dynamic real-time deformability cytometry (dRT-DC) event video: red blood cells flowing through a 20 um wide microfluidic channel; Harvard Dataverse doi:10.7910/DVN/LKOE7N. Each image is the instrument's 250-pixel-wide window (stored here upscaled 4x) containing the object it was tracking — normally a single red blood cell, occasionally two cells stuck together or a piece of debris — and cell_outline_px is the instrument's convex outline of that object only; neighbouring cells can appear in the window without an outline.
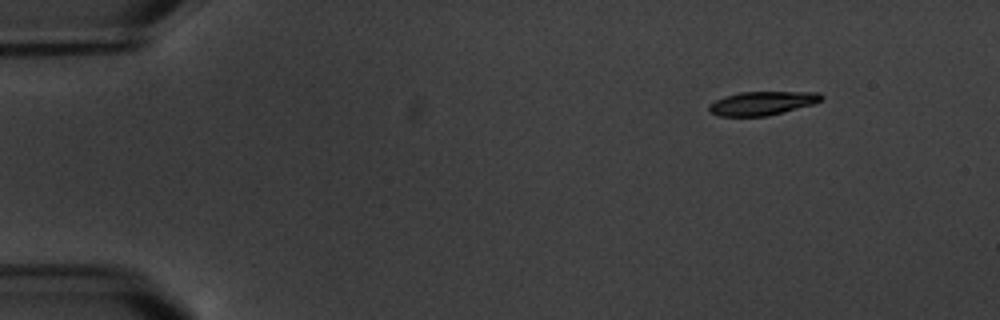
{"species": "common noctule bat (a hibernating species)", "species_latin": "Nyctalus noctula", "temperature_condition": "warm", "stored_images_in_passage": 15, "camera_frame_rate_fps": 3000, "um_per_image_px": 0.085, "animal": {"sex": "male", "body_mass_g": 20.1, "forearm_length_mm": 53.5}, "frame": {"image": 1, "passage_image": 1, "time_ms": 0.0, "image_size_px": [1000, 320], "cell_outline_px": [[824, 96], [820, 100], [812, 104], [768, 116], [720, 116], [708, 112], [708, 104], [724, 96], [740, 92], [820, 92]], "centroid_in_image_um": [64.74, 8.77], "position_along_channel_um": 20.3, "area_um2": 15.49}}
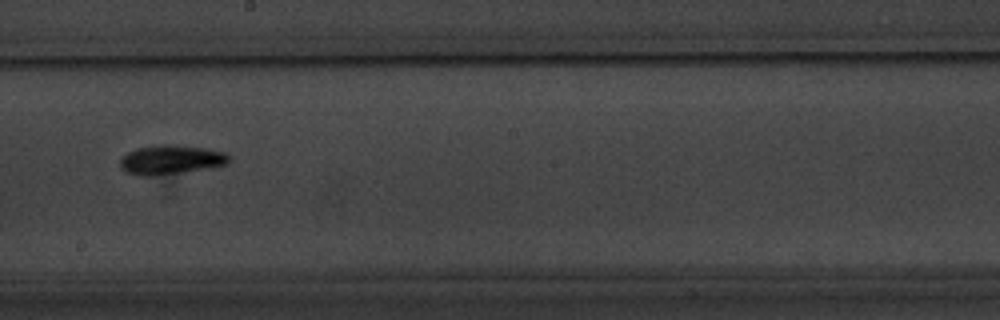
{"frame": {"image": 2, "passage_image": 8, "time_ms": 9.0, "image_size_px": [1000, 320], "cell_outline_px": [[228, 164], [208, 168], [156, 176], [136, 176], [120, 168], [120, 160], [128, 152], [136, 148], [156, 144], [168, 144], [204, 148], [224, 152], [228, 156]], "centroid_in_image_um": [14.48, 13.58], "position_along_channel_um": 233.7, "area_um2": 18.55}}
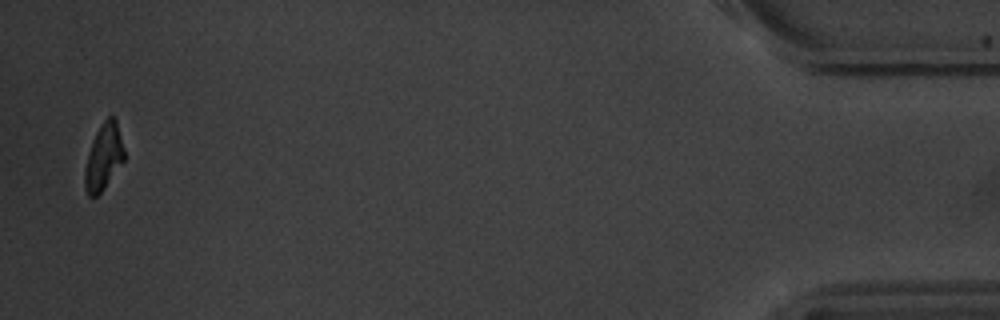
{"frame": {"image": 3, "passage_image": 15, "time_ms": 17.0, "image_size_px": [1000, 320], "cell_outline_px": [[124, 160], [104, 188], [96, 196], [88, 196], [84, 188], [84, 168], [92, 140], [100, 124], [108, 116], [112, 116], [116, 120], [124, 148]], "centroid_in_image_um": [8.79, 13.34], "position_along_channel_um": 426.4, "area_um2": 15.14}, "authors_computed_cell_mechanics": {"area_um2": 16.5886, "velocity_mm_per_s": 3.4404, "shape_relaxation_time_tau1_ms": 1.443, "shape_relaxation_time_tau2_ms": null, "deformation_change_tau1": 0.0863, "deformation_change_tau2": null}}